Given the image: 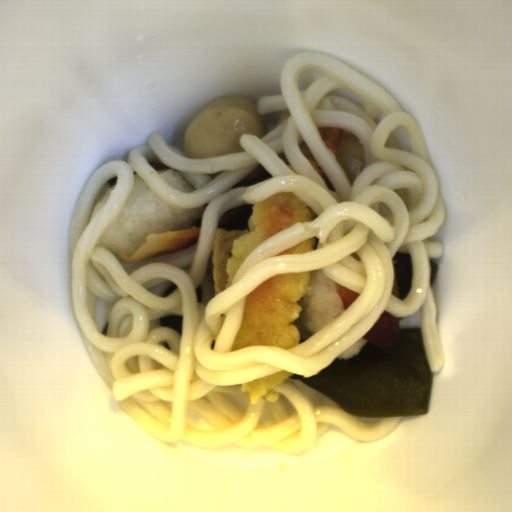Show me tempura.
<instances>
[{
    "mask_svg": "<svg viewBox=\"0 0 512 512\" xmlns=\"http://www.w3.org/2000/svg\"><path fill=\"white\" fill-rule=\"evenodd\" d=\"M299 150L303 154V156L306 158V160L309 162V164L312 166V168L318 173V175L323 179L327 174L321 167V165L318 163L316 158L313 156L309 148L306 146L304 141L302 140L299 143Z\"/></svg>",
    "mask_w": 512,
    "mask_h": 512,
    "instance_id": "35db4912",
    "label": "tempura"
},
{
    "mask_svg": "<svg viewBox=\"0 0 512 512\" xmlns=\"http://www.w3.org/2000/svg\"><path fill=\"white\" fill-rule=\"evenodd\" d=\"M342 127L318 128L317 133L326 147L337 157L341 143Z\"/></svg>",
    "mask_w": 512,
    "mask_h": 512,
    "instance_id": "eeaa28ee",
    "label": "tempura"
},
{
    "mask_svg": "<svg viewBox=\"0 0 512 512\" xmlns=\"http://www.w3.org/2000/svg\"><path fill=\"white\" fill-rule=\"evenodd\" d=\"M278 156L280 157L282 162L285 164V166L295 173L294 168H293L292 164L290 163L289 159L287 158V156L284 155L283 153Z\"/></svg>",
    "mask_w": 512,
    "mask_h": 512,
    "instance_id": "674dab57",
    "label": "tempura"
},
{
    "mask_svg": "<svg viewBox=\"0 0 512 512\" xmlns=\"http://www.w3.org/2000/svg\"><path fill=\"white\" fill-rule=\"evenodd\" d=\"M312 270L275 275L260 283L244 299L239 331L232 351L250 345L290 349L299 345L294 325L301 313Z\"/></svg>",
    "mask_w": 512,
    "mask_h": 512,
    "instance_id": "8679c707",
    "label": "tempura"
},
{
    "mask_svg": "<svg viewBox=\"0 0 512 512\" xmlns=\"http://www.w3.org/2000/svg\"><path fill=\"white\" fill-rule=\"evenodd\" d=\"M316 216L308 203L286 190L254 203L247 232L233 240L232 253L225 265L226 288L231 285L239 266L261 244L289 225L313 220Z\"/></svg>",
    "mask_w": 512,
    "mask_h": 512,
    "instance_id": "d4f62c59",
    "label": "tempura"
},
{
    "mask_svg": "<svg viewBox=\"0 0 512 512\" xmlns=\"http://www.w3.org/2000/svg\"><path fill=\"white\" fill-rule=\"evenodd\" d=\"M293 375L296 374L280 369L266 377L241 384L240 391L247 392L252 404L261 399L273 404L280 398L279 392L275 391V387L281 385L288 377Z\"/></svg>",
    "mask_w": 512,
    "mask_h": 512,
    "instance_id": "6ee92434",
    "label": "tempura"
},
{
    "mask_svg": "<svg viewBox=\"0 0 512 512\" xmlns=\"http://www.w3.org/2000/svg\"><path fill=\"white\" fill-rule=\"evenodd\" d=\"M316 243H317V237H311L305 241H301V242L283 250L276 256L280 257V256L295 255V254L310 252L312 250H315Z\"/></svg>",
    "mask_w": 512,
    "mask_h": 512,
    "instance_id": "c8b91112",
    "label": "tempura"
}]
</instances>
